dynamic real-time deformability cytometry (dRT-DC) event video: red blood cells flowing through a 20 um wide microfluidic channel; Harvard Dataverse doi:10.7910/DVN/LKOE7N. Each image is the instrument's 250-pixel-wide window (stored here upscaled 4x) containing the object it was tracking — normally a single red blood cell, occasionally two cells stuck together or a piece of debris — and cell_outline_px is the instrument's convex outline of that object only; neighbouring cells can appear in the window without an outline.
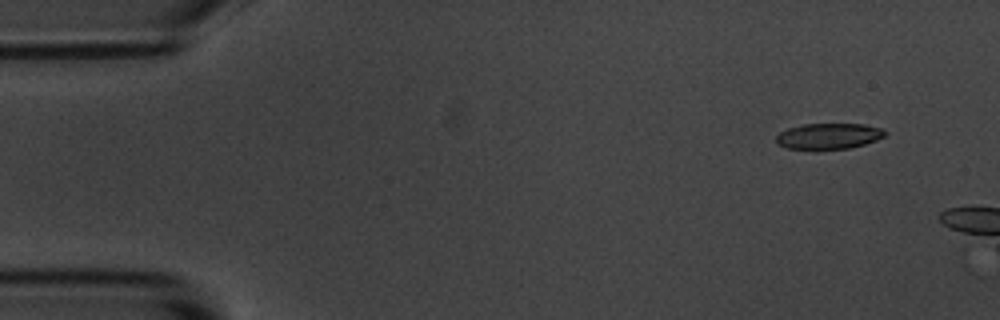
{"species": "common noctule bat (a hibernating species)", "species_latin": "Nyctalus noctula", "temperature_condition": "room temperature", "stored_images_in_passage": 2, "camera_frame_rate_fps": 3000, "um_per_image_px": 0.085, "animal": {"sex": "male", "body_mass_g": 20.1, "forearm_length_mm": 53.5}, "frame": {"image": 1, "passage_image": 1, "time_ms": 0.0, "image_size_px": [1000, 320], "cell_outline_px": [[888, 132], [884, 136], [876, 140], [864, 144], [848, 148], [816, 152], [788, 148], [780, 144], [776, 140], [776, 136], [780, 132], [788, 128], [804, 124], [864, 124], [880, 128]], "centroid_in_image_um": [70.42, 11.6], "position_along_channel_um": 14.6, "area_um2": 16.82}}